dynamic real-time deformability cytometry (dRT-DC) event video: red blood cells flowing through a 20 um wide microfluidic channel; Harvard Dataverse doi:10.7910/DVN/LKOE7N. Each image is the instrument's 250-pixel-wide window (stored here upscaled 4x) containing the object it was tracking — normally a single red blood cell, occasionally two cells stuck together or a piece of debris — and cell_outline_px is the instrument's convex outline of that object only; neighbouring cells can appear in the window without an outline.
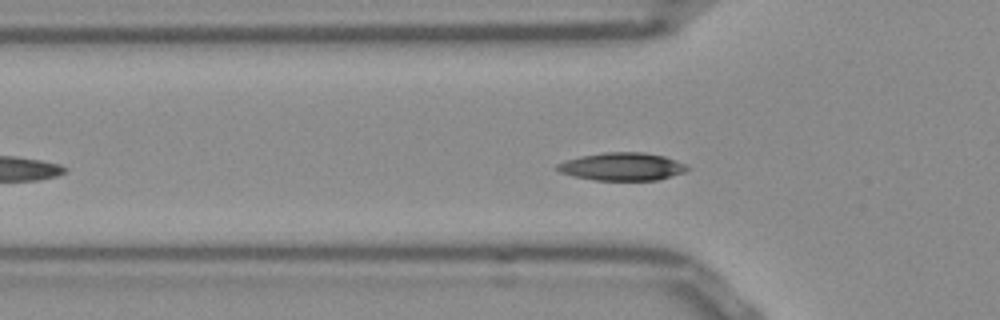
{"species": "Egyptian fruit bat (a non-hibernating species)", "species_latin": "Rousettus aegyptiacus", "temperature_condition": "room temperature", "stored_images_in_passage": 41, "camera_frame_rate_fps": 3000, "um_per_image_px": 0.085, "frame": {"image": 1, "passage_image": 10, "time_ms": 3.0, "image_size_px": [1000, 320], "cell_outline_px": [[688, 168], [684, 172], [656, 180], [592, 180], [560, 172], [556, 168], [556, 164], [580, 156], [604, 152], [644, 152], [664, 156], [684, 164]], "centroid_in_image_um": [52.85, 14.15], "position_along_channel_um": 72.9, "area_um2": 20.81}}
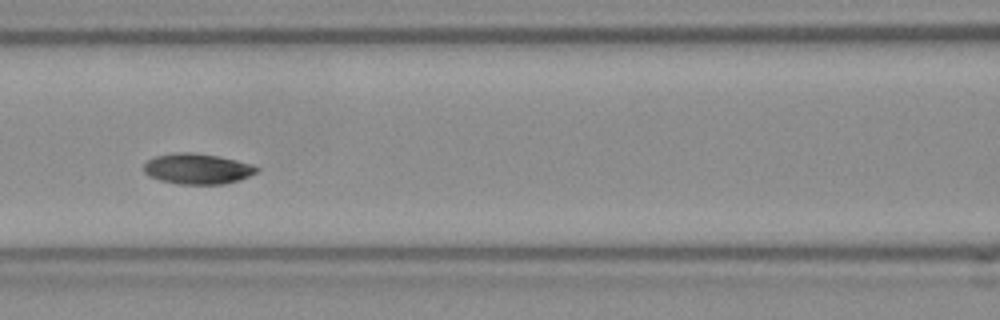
{"frame": {"image": 2, "passage_image": 16, "time_ms": 5.0, "image_size_px": [1000, 320], "cell_outline_px": [[260, 168], [256, 172], [240, 180], [224, 184], [180, 184], [160, 180], [148, 176], [144, 172], [144, 164], [148, 160], [156, 156], [176, 152], [192, 152], [220, 156], [252, 164]], "centroid_in_image_um": [16.78, 14.34], "position_along_channel_um": 149.8, "area_um2": 20.17}}
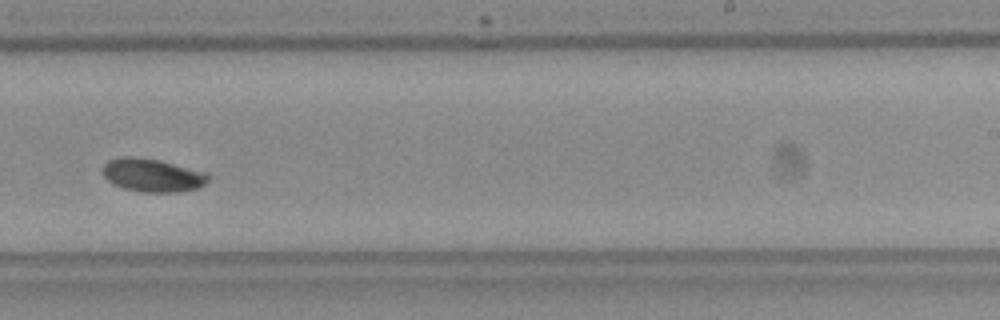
{"frame": {"image": 3, "passage_image": 26, "time_ms": 8.333, "image_size_px": [1000, 320], "cell_outline_px": [[208, 180], [204, 184], [196, 188], [180, 192], [144, 192], [124, 188], [112, 184], [104, 176], [100, 168], [108, 160], [120, 156], [132, 156], [160, 160], [208, 172]], "centroid_in_image_um": [12.92, 14.88], "position_along_channel_um": 276.1, "area_um2": 20.63}, "authors_computed_cell_mechanics": {"area_um2": 19.941, "velocity_mm_per_s": 3.7994, "shape_relaxation_time_tau1_ms": 3.4379, "shape_relaxation_time_tau2_ms": 1.5156, "deformation_change_tau1": 0.097, "deformation_change_tau2": 0.0397}}